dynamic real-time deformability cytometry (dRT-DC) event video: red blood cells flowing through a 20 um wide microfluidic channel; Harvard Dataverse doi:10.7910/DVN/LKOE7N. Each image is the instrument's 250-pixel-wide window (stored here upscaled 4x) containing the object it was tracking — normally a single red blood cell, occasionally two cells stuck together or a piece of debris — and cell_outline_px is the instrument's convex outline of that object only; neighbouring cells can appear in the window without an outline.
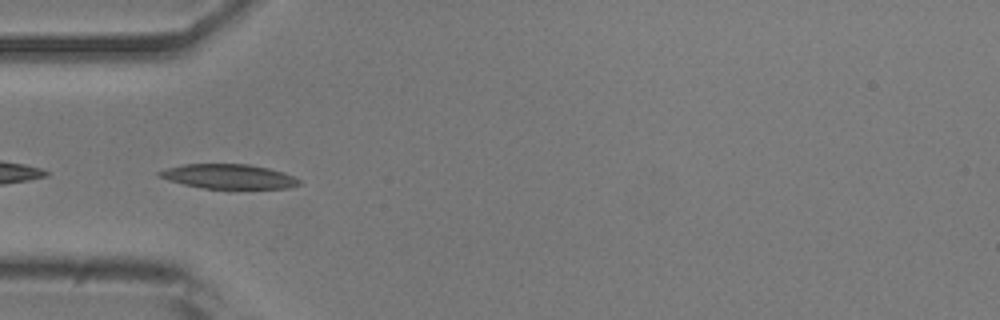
{"species": "common noctule bat (a hibernating species)", "species_latin": "Nyctalus noctula", "temperature_condition": "room temperature", "stored_images_in_passage": 29, "camera_frame_rate_fps": 3000, "um_per_image_px": 0.085, "animal": {"sex": "male", "body_mass_g": 20.5, "forearm_length_mm": 52.5}, "frame": {"image": 1, "passage_image": 15, "time_ms": 4.667, "image_size_px": [1000, 320], "cell_outline_px": [[300, 184], [288, 188], [228, 192], [204, 188], [184, 184], [168, 180], [156, 176], [156, 172], [168, 168], [184, 164], [248, 164], [268, 168], [284, 172], [300, 180]], "centroid_in_image_um": [19.47, 15.05], "position_along_channel_um": 65.5, "area_um2": 21.04}}
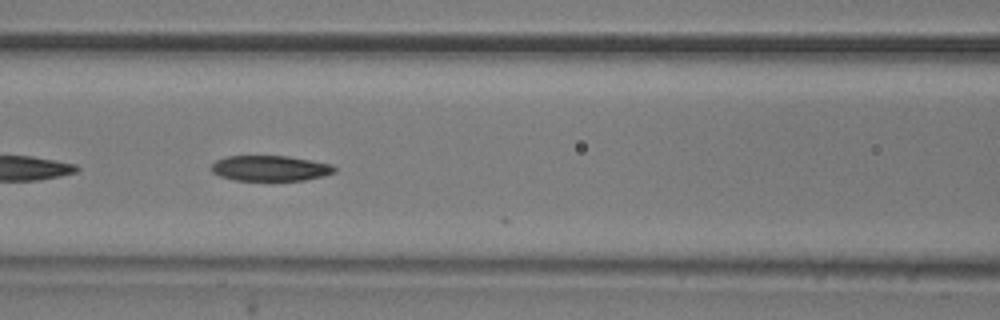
{"frame": {"image": 2, "passage_image": 21, "time_ms": 6.667, "image_size_px": [1000, 320], "cell_outline_px": [[336, 172], [324, 176], [304, 180], [236, 180], [220, 176], [212, 172], [212, 164], [216, 160], [224, 156], [288, 156], [312, 160], [332, 164], [336, 168]], "centroid_in_image_um": [22.99, 14.29], "position_along_channel_um": 143.6, "area_um2": 18.32}}
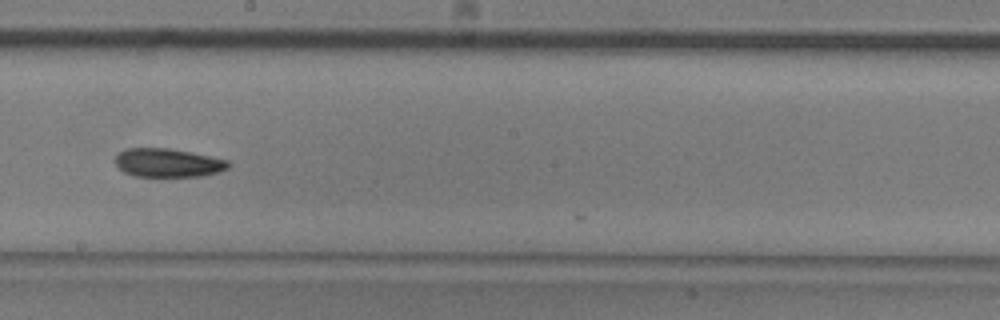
{"frame": {"image": 3, "passage_image": 28, "time_ms": 9.0, "image_size_px": [1000, 320], "cell_outline_px": [[232, 164], [228, 168], [216, 172], [200, 176], [132, 176], [124, 172], [116, 164], [116, 156], [124, 148], [168, 148], [192, 152], [228, 160]], "centroid_in_image_um": [14.28, 13.83], "position_along_channel_um": 233.9, "area_um2": 18.79}}